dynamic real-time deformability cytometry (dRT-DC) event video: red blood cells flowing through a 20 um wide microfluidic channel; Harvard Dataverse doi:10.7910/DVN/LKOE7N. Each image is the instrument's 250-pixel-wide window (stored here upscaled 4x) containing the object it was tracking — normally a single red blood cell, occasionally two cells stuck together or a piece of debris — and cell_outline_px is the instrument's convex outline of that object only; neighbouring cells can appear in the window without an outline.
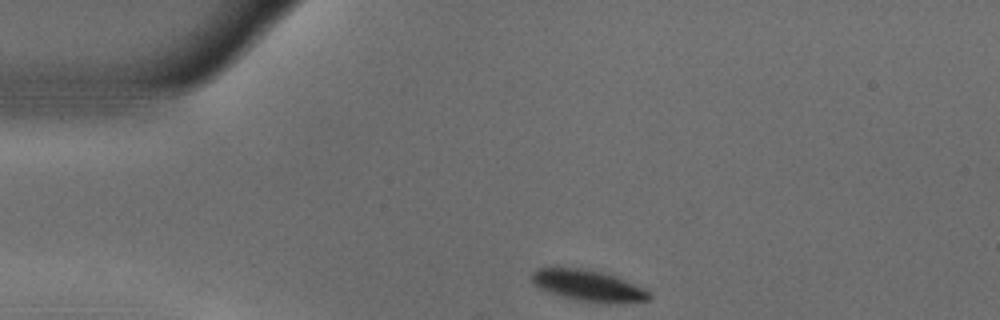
{"species": "common noctule bat (a hibernating species)", "species_latin": "Nyctalus noctula", "temperature_condition": "warm", "stored_images_in_passage": 22, "camera_frame_rate_fps": 3000, "um_per_image_px": 0.085, "animal": {"sex": "male", "body_mass_g": 18.8}, "frame": {"image": 1, "passage_image": 1, "time_ms": 0.0, "image_size_px": [1000, 320], "cell_outline_px": [[652, 296], [648, 300], [620, 304], [596, 304], [576, 300], [548, 292], [536, 288], [532, 284], [532, 272], [540, 268], [556, 264], [584, 268], [616, 276], [644, 288]], "centroid_in_image_um": [49.94, 24.26], "position_along_channel_um": 35.1, "area_um2": 22.37}}
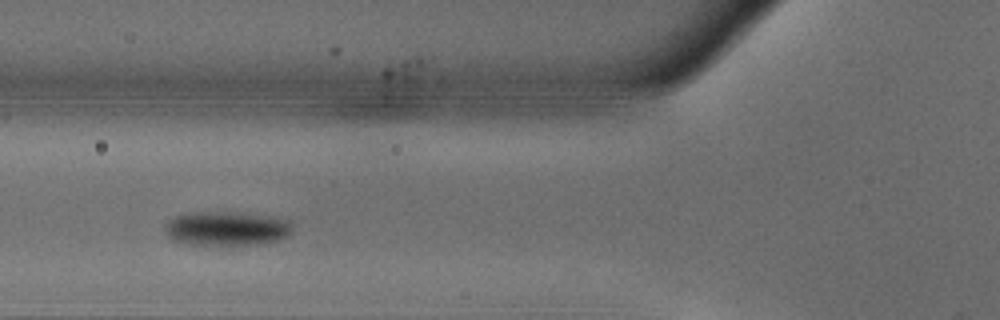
{"frame": {"image": 2, "passage_image": 10, "time_ms": 3.0, "image_size_px": [1000, 320], "cell_outline_px": [[292, 228], [288, 236], [276, 240], [256, 244], [192, 244], [172, 240], [168, 236], [164, 228], [164, 224], [172, 216], [188, 212], [232, 212], [276, 216], [288, 220]], "centroid_in_image_um": [19.22, 19.39], "position_along_channel_um": 106.6, "area_um2": 25.43}}
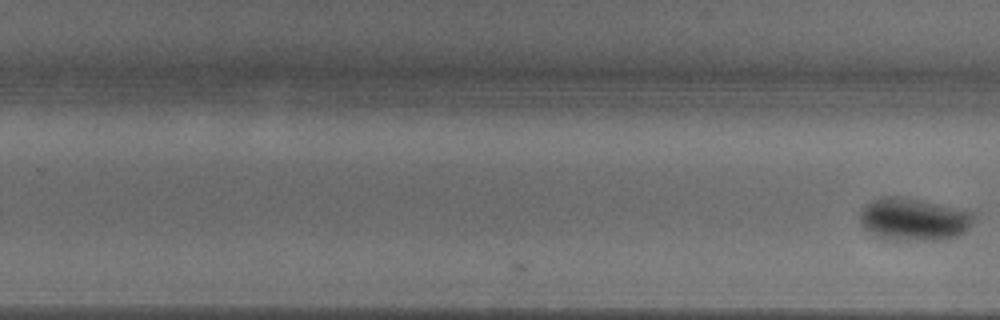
{"frame": {"image": 3, "passage_image": 22, "time_ms": 7.0, "image_size_px": [1000, 320], "cell_outline_px": [[972, 220], [964, 232], [956, 236], [944, 240], [884, 240], [868, 232], [860, 224], [860, 212], [872, 200], [884, 196], [900, 196], [972, 212]], "centroid_in_image_um": [77.59, 18.67], "position_along_channel_um": 252.2, "area_um2": 27.92}}